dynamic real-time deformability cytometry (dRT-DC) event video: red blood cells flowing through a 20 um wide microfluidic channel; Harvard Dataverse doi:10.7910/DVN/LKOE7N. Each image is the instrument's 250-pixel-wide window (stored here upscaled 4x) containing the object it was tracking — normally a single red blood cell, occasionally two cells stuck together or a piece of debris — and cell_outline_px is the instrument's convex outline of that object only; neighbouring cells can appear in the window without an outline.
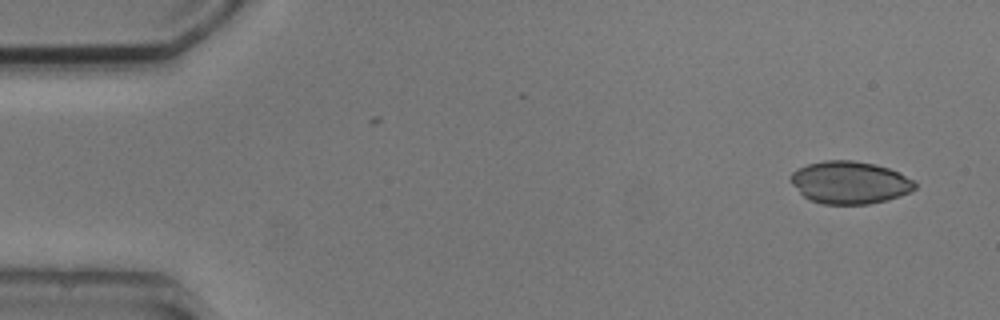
{"species": "common noctule bat (a hibernating species)", "species_latin": "Nyctalus noctula", "temperature_condition": "cold", "stored_images_in_passage": 2, "camera_frame_rate_fps": 3000, "um_per_image_px": 0.085, "animal": {"sex": "male", "body_mass_g": 20.5, "forearm_length_mm": 52.5}, "frame": {"image": 1, "passage_image": 2, "time_ms": 1.0, "image_size_px": [1000, 320], "cell_outline_px": [[916, 188], [900, 196], [888, 200], [868, 204], [824, 204], [808, 200], [788, 180], [792, 172], [808, 164], [824, 160], [852, 160], [876, 164], [900, 172], [912, 180], [916, 184]], "centroid_in_image_um": [72.22, 15.51], "position_along_channel_um": 12.8, "area_um2": 30.87}}